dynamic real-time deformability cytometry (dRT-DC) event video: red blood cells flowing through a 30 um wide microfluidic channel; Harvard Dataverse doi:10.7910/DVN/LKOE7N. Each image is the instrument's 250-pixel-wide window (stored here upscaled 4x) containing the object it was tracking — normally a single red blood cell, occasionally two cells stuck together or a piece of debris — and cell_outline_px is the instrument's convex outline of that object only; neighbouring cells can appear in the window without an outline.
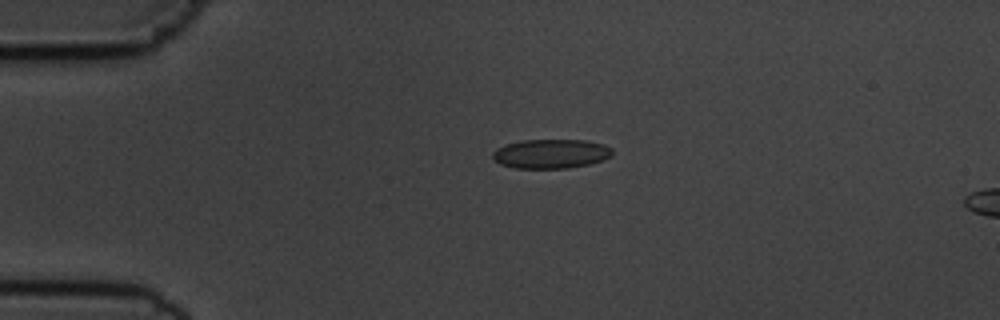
{"species": "common noctule bat (a hibernating species)", "species_latin": "Nyctalus noctula", "temperature_condition": "cold", "stored_images_in_passage": 17, "camera_frame_rate_fps": 3000, "um_per_image_px": 0.085, "animal": {"sex": "male", "body_mass_g": 19.5, "forearm_length_mm": 54.6}, "frame": {"image": 1, "passage_image": 12, "time_ms": 3.667, "image_size_px": [1000, 320], "cell_outline_px": [[612, 156], [588, 164], [568, 168], [516, 168], [500, 164], [492, 156], [492, 152], [496, 148], [504, 144], [520, 140], [584, 140], [604, 144], [612, 148]], "centroid_in_image_um": [46.8, 13.06], "position_along_channel_um": 38.2, "area_um2": 20.4}}